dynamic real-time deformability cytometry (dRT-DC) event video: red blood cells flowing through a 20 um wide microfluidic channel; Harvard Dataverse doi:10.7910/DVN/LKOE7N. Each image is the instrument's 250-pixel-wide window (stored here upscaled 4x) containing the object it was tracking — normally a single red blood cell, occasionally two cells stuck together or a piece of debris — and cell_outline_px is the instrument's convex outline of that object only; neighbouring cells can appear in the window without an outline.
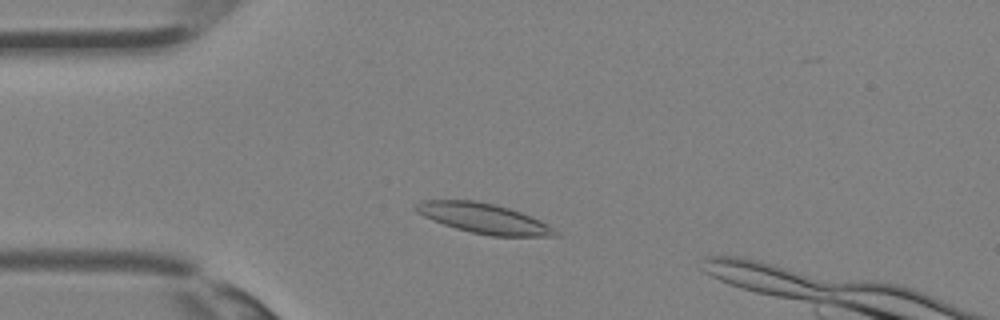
{"species": "Egyptian fruit bat (a non-hibernating species)", "species_latin": "Rousettus aegyptiacus", "temperature_condition": "room temperature", "stored_images_in_passage": 31, "camera_frame_rate_fps": 3000, "um_per_image_px": 0.085, "animal": {"sex": "female"}, "frame": {"image": 1, "passage_image": 6, "time_ms": 1.667, "image_size_px": [1000, 320], "cell_outline_px": [[560, 236], [492, 236], [472, 232], [456, 228], [432, 220], [416, 212], [416, 204], [420, 200], [476, 200], [508, 208], [520, 212], [540, 220], [548, 224]], "centroid_in_image_um": [41.1, 18.56], "position_along_channel_um": 43.9, "area_um2": 24.04}}
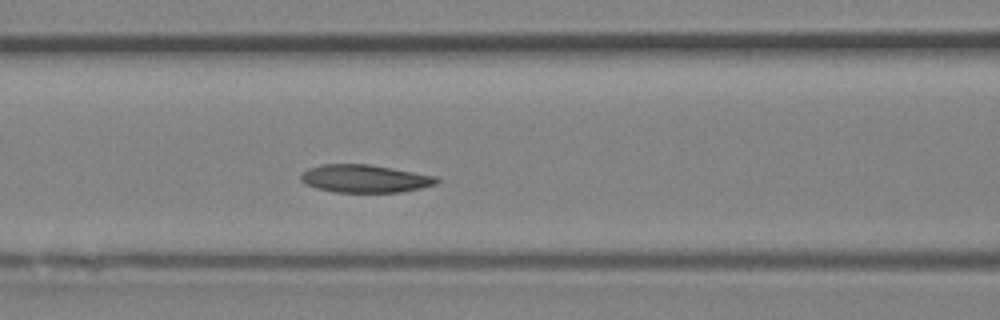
{"frame": {"image": 2, "passage_image": 12, "time_ms": 3.667, "image_size_px": [1000, 320], "cell_outline_px": [[440, 180], [436, 184], [420, 188], [400, 192], [336, 192], [316, 188], [300, 180], [300, 176], [308, 168], [324, 164], [368, 164], [392, 168], [436, 176]], "centroid_in_image_um": [31.02, 15.18], "position_along_channel_um": 135.6, "area_um2": 21.85}}
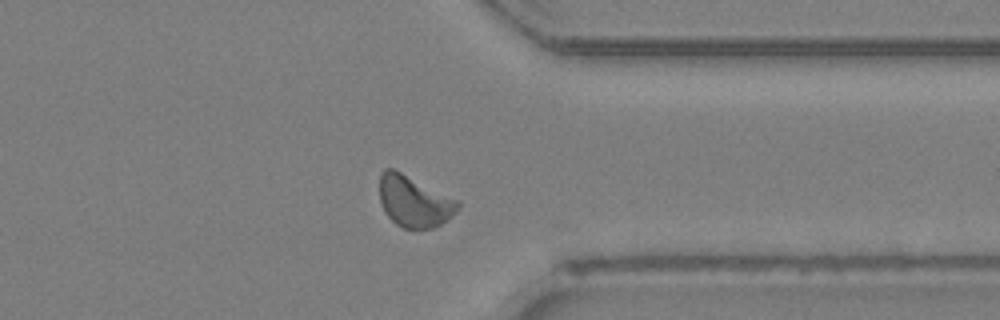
{"frame": {"image": 3, "passage_image": 25, "time_ms": 8.0, "image_size_px": [1000, 320], "cell_outline_px": [[460, 208], [456, 212], [440, 224], [432, 228], [404, 228], [396, 224], [384, 212], [380, 200], [380, 172], [384, 168], [392, 168], [460, 200]], "centroid_in_image_um": [35.2, 17.1], "position_along_channel_um": 376.2, "area_um2": 23.35}}